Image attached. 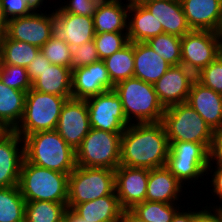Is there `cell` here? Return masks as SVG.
<instances>
[{"instance_id":"15","label":"cell","mask_w":222,"mask_h":222,"mask_svg":"<svg viewBox=\"0 0 222 222\" xmlns=\"http://www.w3.org/2000/svg\"><path fill=\"white\" fill-rule=\"evenodd\" d=\"M22 141V142H21ZM23 138L14 130L0 134V188L17 186L24 159ZM22 144V147H19Z\"/></svg>"},{"instance_id":"37","label":"cell","mask_w":222,"mask_h":222,"mask_svg":"<svg viewBox=\"0 0 222 222\" xmlns=\"http://www.w3.org/2000/svg\"><path fill=\"white\" fill-rule=\"evenodd\" d=\"M0 80L8 87L28 92L32 88L26 67L2 64L0 62Z\"/></svg>"},{"instance_id":"28","label":"cell","mask_w":222,"mask_h":222,"mask_svg":"<svg viewBox=\"0 0 222 222\" xmlns=\"http://www.w3.org/2000/svg\"><path fill=\"white\" fill-rule=\"evenodd\" d=\"M27 92L6 86L0 80V125L14 130L22 119Z\"/></svg>"},{"instance_id":"18","label":"cell","mask_w":222,"mask_h":222,"mask_svg":"<svg viewBox=\"0 0 222 222\" xmlns=\"http://www.w3.org/2000/svg\"><path fill=\"white\" fill-rule=\"evenodd\" d=\"M55 10L54 34L71 48L92 41L95 37L93 17Z\"/></svg>"},{"instance_id":"50","label":"cell","mask_w":222,"mask_h":222,"mask_svg":"<svg viewBox=\"0 0 222 222\" xmlns=\"http://www.w3.org/2000/svg\"><path fill=\"white\" fill-rule=\"evenodd\" d=\"M44 0H28V7L32 12H36L37 8L43 6Z\"/></svg>"},{"instance_id":"41","label":"cell","mask_w":222,"mask_h":222,"mask_svg":"<svg viewBox=\"0 0 222 222\" xmlns=\"http://www.w3.org/2000/svg\"><path fill=\"white\" fill-rule=\"evenodd\" d=\"M6 17L9 19L29 15L28 0H1Z\"/></svg>"},{"instance_id":"32","label":"cell","mask_w":222,"mask_h":222,"mask_svg":"<svg viewBox=\"0 0 222 222\" xmlns=\"http://www.w3.org/2000/svg\"><path fill=\"white\" fill-rule=\"evenodd\" d=\"M67 209V203L26 201L25 222H58Z\"/></svg>"},{"instance_id":"31","label":"cell","mask_w":222,"mask_h":222,"mask_svg":"<svg viewBox=\"0 0 222 222\" xmlns=\"http://www.w3.org/2000/svg\"><path fill=\"white\" fill-rule=\"evenodd\" d=\"M25 205L18 185L0 188V222H25Z\"/></svg>"},{"instance_id":"27","label":"cell","mask_w":222,"mask_h":222,"mask_svg":"<svg viewBox=\"0 0 222 222\" xmlns=\"http://www.w3.org/2000/svg\"><path fill=\"white\" fill-rule=\"evenodd\" d=\"M32 89L47 94L72 96V71L62 65L46 66L32 83Z\"/></svg>"},{"instance_id":"10","label":"cell","mask_w":222,"mask_h":222,"mask_svg":"<svg viewBox=\"0 0 222 222\" xmlns=\"http://www.w3.org/2000/svg\"><path fill=\"white\" fill-rule=\"evenodd\" d=\"M221 44L217 32L191 30L181 37V65L196 76L219 56Z\"/></svg>"},{"instance_id":"48","label":"cell","mask_w":222,"mask_h":222,"mask_svg":"<svg viewBox=\"0 0 222 222\" xmlns=\"http://www.w3.org/2000/svg\"><path fill=\"white\" fill-rule=\"evenodd\" d=\"M8 25V18L4 13V9L2 7V3L0 0V36L4 35Z\"/></svg>"},{"instance_id":"51","label":"cell","mask_w":222,"mask_h":222,"mask_svg":"<svg viewBox=\"0 0 222 222\" xmlns=\"http://www.w3.org/2000/svg\"><path fill=\"white\" fill-rule=\"evenodd\" d=\"M217 33L222 37V12H221V18H220V22L218 25Z\"/></svg>"},{"instance_id":"1","label":"cell","mask_w":222,"mask_h":222,"mask_svg":"<svg viewBox=\"0 0 222 222\" xmlns=\"http://www.w3.org/2000/svg\"><path fill=\"white\" fill-rule=\"evenodd\" d=\"M169 146L162 122L132 123L121 135L120 165L149 170L164 167Z\"/></svg>"},{"instance_id":"35","label":"cell","mask_w":222,"mask_h":222,"mask_svg":"<svg viewBox=\"0 0 222 222\" xmlns=\"http://www.w3.org/2000/svg\"><path fill=\"white\" fill-rule=\"evenodd\" d=\"M93 40L100 60L113 55L129 43L127 32H104L95 35Z\"/></svg>"},{"instance_id":"6","label":"cell","mask_w":222,"mask_h":222,"mask_svg":"<svg viewBox=\"0 0 222 222\" xmlns=\"http://www.w3.org/2000/svg\"><path fill=\"white\" fill-rule=\"evenodd\" d=\"M161 122L168 141L202 143L210 151L214 131L188 103L165 108Z\"/></svg>"},{"instance_id":"36","label":"cell","mask_w":222,"mask_h":222,"mask_svg":"<svg viewBox=\"0 0 222 222\" xmlns=\"http://www.w3.org/2000/svg\"><path fill=\"white\" fill-rule=\"evenodd\" d=\"M51 64L62 65L69 68L72 48L57 35L51 38L40 48Z\"/></svg>"},{"instance_id":"13","label":"cell","mask_w":222,"mask_h":222,"mask_svg":"<svg viewBox=\"0 0 222 222\" xmlns=\"http://www.w3.org/2000/svg\"><path fill=\"white\" fill-rule=\"evenodd\" d=\"M88 107L85 99L69 98L62 107L56 131L76 150L90 130Z\"/></svg>"},{"instance_id":"4","label":"cell","mask_w":222,"mask_h":222,"mask_svg":"<svg viewBox=\"0 0 222 222\" xmlns=\"http://www.w3.org/2000/svg\"><path fill=\"white\" fill-rule=\"evenodd\" d=\"M114 91L120 97L129 124L162 121L165 108L160 103L153 84L131 77L116 84Z\"/></svg>"},{"instance_id":"29","label":"cell","mask_w":222,"mask_h":222,"mask_svg":"<svg viewBox=\"0 0 222 222\" xmlns=\"http://www.w3.org/2000/svg\"><path fill=\"white\" fill-rule=\"evenodd\" d=\"M39 51V47L10 39L6 34L0 36V62L2 64L27 68Z\"/></svg>"},{"instance_id":"2","label":"cell","mask_w":222,"mask_h":222,"mask_svg":"<svg viewBox=\"0 0 222 222\" xmlns=\"http://www.w3.org/2000/svg\"><path fill=\"white\" fill-rule=\"evenodd\" d=\"M24 159L34 165L71 173L76 167V152L56 130L41 131L23 138Z\"/></svg>"},{"instance_id":"45","label":"cell","mask_w":222,"mask_h":222,"mask_svg":"<svg viewBox=\"0 0 222 222\" xmlns=\"http://www.w3.org/2000/svg\"><path fill=\"white\" fill-rule=\"evenodd\" d=\"M211 177L212 194L214 193L222 201V164L215 165V171Z\"/></svg>"},{"instance_id":"19","label":"cell","mask_w":222,"mask_h":222,"mask_svg":"<svg viewBox=\"0 0 222 222\" xmlns=\"http://www.w3.org/2000/svg\"><path fill=\"white\" fill-rule=\"evenodd\" d=\"M188 103L212 128H222V94L203 86L196 79L192 82Z\"/></svg>"},{"instance_id":"16","label":"cell","mask_w":222,"mask_h":222,"mask_svg":"<svg viewBox=\"0 0 222 222\" xmlns=\"http://www.w3.org/2000/svg\"><path fill=\"white\" fill-rule=\"evenodd\" d=\"M195 75L183 65L171 66L168 71L153 84L157 97L164 108L184 103Z\"/></svg>"},{"instance_id":"54","label":"cell","mask_w":222,"mask_h":222,"mask_svg":"<svg viewBox=\"0 0 222 222\" xmlns=\"http://www.w3.org/2000/svg\"><path fill=\"white\" fill-rule=\"evenodd\" d=\"M219 57L222 59V44H221L220 51H219Z\"/></svg>"},{"instance_id":"8","label":"cell","mask_w":222,"mask_h":222,"mask_svg":"<svg viewBox=\"0 0 222 222\" xmlns=\"http://www.w3.org/2000/svg\"><path fill=\"white\" fill-rule=\"evenodd\" d=\"M115 193V170L80 167L69 174L67 208Z\"/></svg>"},{"instance_id":"21","label":"cell","mask_w":222,"mask_h":222,"mask_svg":"<svg viewBox=\"0 0 222 222\" xmlns=\"http://www.w3.org/2000/svg\"><path fill=\"white\" fill-rule=\"evenodd\" d=\"M181 4L191 30L217 32L222 12V0H182Z\"/></svg>"},{"instance_id":"42","label":"cell","mask_w":222,"mask_h":222,"mask_svg":"<svg viewBox=\"0 0 222 222\" xmlns=\"http://www.w3.org/2000/svg\"><path fill=\"white\" fill-rule=\"evenodd\" d=\"M210 154V162L207 168V172L210 171L213 173V164H222V128L214 130L213 132V140L212 145L209 151ZM212 161V162H211ZM215 162V163H214Z\"/></svg>"},{"instance_id":"7","label":"cell","mask_w":222,"mask_h":222,"mask_svg":"<svg viewBox=\"0 0 222 222\" xmlns=\"http://www.w3.org/2000/svg\"><path fill=\"white\" fill-rule=\"evenodd\" d=\"M90 128L89 133L75 150L76 166L115 170L120 165L121 135Z\"/></svg>"},{"instance_id":"55","label":"cell","mask_w":222,"mask_h":222,"mask_svg":"<svg viewBox=\"0 0 222 222\" xmlns=\"http://www.w3.org/2000/svg\"><path fill=\"white\" fill-rule=\"evenodd\" d=\"M4 131V129L0 125V134Z\"/></svg>"},{"instance_id":"9","label":"cell","mask_w":222,"mask_h":222,"mask_svg":"<svg viewBox=\"0 0 222 222\" xmlns=\"http://www.w3.org/2000/svg\"><path fill=\"white\" fill-rule=\"evenodd\" d=\"M169 144L165 167L182 185L186 181L194 183L207 174L210 154L202 143L169 141Z\"/></svg>"},{"instance_id":"38","label":"cell","mask_w":222,"mask_h":222,"mask_svg":"<svg viewBox=\"0 0 222 222\" xmlns=\"http://www.w3.org/2000/svg\"><path fill=\"white\" fill-rule=\"evenodd\" d=\"M195 79L203 86L222 94V59L218 56L207 67L203 68Z\"/></svg>"},{"instance_id":"52","label":"cell","mask_w":222,"mask_h":222,"mask_svg":"<svg viewBox=\"0 0 222 222\" xmlns=\"http://www.w3.org/2000/svg\"><path fill=\"white\" fill-rule=\"evenodd\" d=\"M132 1H134V2H148V1H153V0H132ZM160 1H174V2L181 3L182 0H160Z\"/></svg>"},{"instance_id":"26","label":"cell","mask_w":222,"mask_h":222,"mask_svg":"<svg viewBox=\"0 0 222 222\" xmlns=\"http://www.w3.org/2000/svg\"><path fill=\"white\" fill-rule=\"evenodd\" d=\"M72 210L89 222H119L123 208L116 194L76 204Z\"/></svg>"},{"instance_id":"17","label":"cell","mask_w":222,"mask_h":222,"mask_svg":"<svg viewBox=\"0 0 222 222\" xmlns=\"http://www.w3.org/2000/svg\"><path fill=\"white\" fill-rule=\"evenodd\" d=\"M114 90L103 60L72 71V98L87 99Z\"/></svg>"},{"instance_id":"46","label":"cell","mask_w":222,"mask_h":222,"mask_svg":"<svg viewBox=\"0 0 222 222\" xmlns=\"http://www.w3.org/2000/svg\"><path fill=\"white\" fill-rule=\"evenodd\" d=\"M119 222H147L141 219L131 209H123Z\"/></svg>"},{"instance_id":"20","label":"cell","mask_w":222,"mask_h":222,"mask_svg":"<svg viewBox=\"0 0 222 222\" xmlns=\"http://www.w3.org/2000/svg\"><path fill=\"white\" fill-rule=\"evenodd\" d=\"M138 3L143 4L155 17L164 33L183 37L191 31L180 2L153 0Z\"/></svg>"},{"instance_id":"24","label":"cell","mask_w":222,"mask_h":222,"mask_svg":"<svg viewBox=\"0 0 222 222\" xmlns=\"http://www.w3.org/2000/svg\"><path fill=\"white\" fill-rule=\"evenodd\" d=\"M170 67L146 42L134 43V77L154 84Z\"/></svg>"},{"instance_id":"40","label":"cell","mask_w":222,"mask_h":222,"mask_svg":"<svg viewBox=\"0 0 222 222\" xmlns=\"http://www.w3.org/2000/svg\"><path fill=\"white\" fill-rule=\"evenodd\" d=\"M102 0H69L66 5L58 7L64 13L93 17Z\"/></svg>"},{"instance_id":"22","label":"cell","mask_w":222,"mask_h":222,"mask_svg":"<svg viewBox=\"0 0 222 222\" xmlns=\"http://www.w3.org/2000/svg\"><path fill=\"white\" fill-rule=\"evenodd\" d=\"M121 0H102L93 15L95 35L107 32H128V11L130 0L126 5Z\"/></svg>"},{"instance_id":"23","label":"cell","mask_w":222,"mask_h":222,"mask_svg":"<svg viewBox=\"0 0 222 222\" xmlns=\"http://www.w3.org/2000/svg\"><path fill=\"white\" fill-rule=\"evenodd\" d=\"M182 187L184 188L165 166L150 169L145 200L177 203L178 200H181L180 195L183 194Z\"/></svg>"},{"instance_id":"49","label":"cell","mask_w":222,"mask_h":222,"mask_svg":"<svg viewBox=\"0 0 222 222\" xmlns=\"http://www.w3.org/2000/svg\"><path fill=\"white\" fill-rule=\"evenodd\" d=\"M64 215L68 218L69 222H89L78 216L71 208H67Z\"/></svg>"},{"instance_id":"12","label":"cell","mask_w":222,"mask_h":222,"mask_svg":"<svg viewBox=\"0 0 222 222\" xmlns=\"http://www.w3.org/2000/svg\"><path fill=\"white\" fill-rule=\"evenodd\" d=\"M37 10L29 15L8 20L5 34L13 40L41 48L54 34L55 12L48 15Z\"/></svg>"},{"instance_id":"30","label":"cell","mask_w":222,"mask_h":222,"mask_svg":"<svg viewBox=\"0 0 222 222\" xmlns=\"http://www.w3.org/2000/svg\"><path fill=\"white\" fill-rule=\"evenodd\" d=\"M103 62L114 86L134 77V43L129 42L121 50L105 58Z\"/></svg>"},{"instance_id":"11","label":"cell","mask_w":222,"mask_h":222,"mask_svg":"<svg viewBox=\"0 0 222 222\" xmlns=\"http://www.w3.org/2000/svg\"><path fill=\"white\" fill-rule=\"evenodd\" d=\"M85 100L91 128L108 132H124L130 125L124 114L120 97L114 90H108Z\"/></svg>"},{"instance_id":"3","label":"cell","mask_w":222,"mask_h":222,"mask_svg":"<svg viewBox=\"0 0 222 222\" xmlns=\"http://www.w3.org/2000/svg\"><path fill=\"white\" fill-rule=\"evenodd\" d=\"M69 174L40 167L23 159L18 186L25 201L67 203Z\"/></svg>"},{"instance_id":"39","label":"cell","mask_w":222,"mask_h":222,"mask_svg":"<svg viewBox=\"0 0 222 222\" xmlns=\"http://www.w3.org/2000/svg\"><path fill=\"white\" fill-rule=\"evenodd\" d=\"M94 40L88 41L82 45L72 48L69 69L74 71L77 68L86 67L99 61Z\"/></svg>"},{"instance_id":"34","label":"cell","mask_w":222,"mask_h":222,"mask_svg":"<svg viewBox=\"0 0 222 222\" xmlns=\"http://www.w3.org/2000/svg\"><path fill=\"white\" fill-rule=\"evenodd\" d=\"M146 43L169 65H181V37L163 33Z\"/></svg>"},{"instance_id":"33","label":"cell","mask_w":222,"mask_h":222,"mask_svg":"<svg viewBox=\"0 0 222 222\" xmlns=\"http://www.w3.org/2000/svg\"><path fill=\"white\" fill-rule=\"evenodd\" d=\"M179 209L175 203L145 200L136 204L131 210L147 222H171Z\"/></svg>"},{"instance_id":"44","label":"cell","mask_w":222,"mask_h":222,"mask_svg":"<svg viewBox=\"0 0 222 222\" xmlns=\"http://www.w3.org/2000/svg\"><path fill=\"white\" fill-rule=\"evenodd\" d=\"M50 65L51 63L46 59L44 54L41 51H39L36 57L31 61L29 66L26 68L31 83H33L37 78H39L40 73L45 69L46 66Z\"/></svg>"},{"instance_id":"14","label":"cell","mask_w":222,"mask_h":222,"mask_svg":"<svg viewBox=\"0 0 222 222\" xmlns=\"http://www.w3.org/2000/svg\"><path fill=\"white\" fill-rule=\"evenodd\" d=\"M149 169L119 165L115 169V193L123 209L145 201Z\"/></svg>"},{"instance_id":"43","label":"cell","mask_w":222,"mask_h":222,"mask_svg":"<svg viewBox=\"0 0 222 222\" xmlns=\"http://www.w3.org/2000/svg\"><path fill=\"white\" fill-rule=\"evenodd\" d=\"M207 207L208 206L203 207V209L199 210L198 212L197 210L195 212L193 211V222H222L221 207L217 205H214V207L210 206L211 210Z\"/></svg>"},{"instance_id":"5","label":"cell","mask_w":222,"mask_h":222,"mask_svg":"<svg viewBox=\"0 0 222 222\" xmlns=\"http://www.w3.org/2000/svg\"><path fill=\"white\" fill-rule=\"evenodd\" d=\"M69 98L72 96L47 94L31 88L26 94L22 119L14 131L24 138L36 132L56 130L62 107Z\"/></svg>"},{"instance_id":"25","label":"cell","mask_w":222,"mask_h":222,"mask_svg":"<svg viewBox=\"0 0 222 222\" xmlns=\"http://www.w3.org/2000/svg\"><path fill=\"white\" fill-rule=\"evenodd\" d=\"M127 33L129 42L135 43L147 42L150 38L164 32L163 28L159 27L155 17L143 4L130 0Z\"/></svg>"},{"instance_id":"53","label":"cell","mask_w":222,"mask_h":222,"mask_svg":"<svg viewBox=\"0 0 222 222\" xmlns=\"http://www.w3.org/2000/svg\"><path fill=\"white\" fill-rule=\"evenodd\" d=\"M58 222H69V221H68V218L64 215L60 218Z\"/></svg>"},{"instance_id":"47","label":"cell","mask_w":222,"mask_h":222,"mask_svg":"<svg viewBox=\"0 0 222 222\" xmlns=\"http://www.w3.org/2000/svg\"><path fill=\"white\" fill-rule=\"evenodd\" d=\"M171 222H193V211L188 210L184 212L179 209L173 216Z\"/></svg>"}]
</instances>
